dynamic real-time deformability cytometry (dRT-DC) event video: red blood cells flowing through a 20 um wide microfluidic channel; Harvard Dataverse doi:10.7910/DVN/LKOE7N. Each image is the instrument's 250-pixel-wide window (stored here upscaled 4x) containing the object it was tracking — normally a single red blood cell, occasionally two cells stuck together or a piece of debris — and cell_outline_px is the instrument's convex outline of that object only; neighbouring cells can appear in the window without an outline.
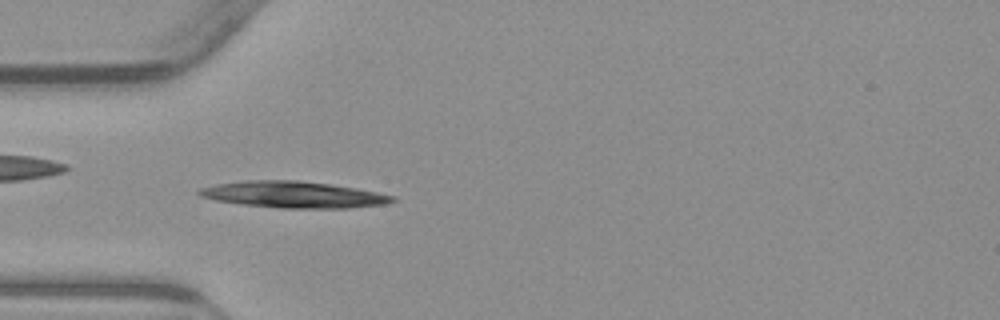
{"species": "common noctule bat (a hibernating species)", "species_latin": "Nyctalus noctula", "temperature_condition": "warm", "stored_images_in_passage": 52, "camera_frame_rate_fps": 3000, "um_per_image_px": 0.085, "animal": {"sex": "male", "body_mass_g": 23.1, "forearm_length_mm": 52.7}, "frame": {"image": 1, "passage_image": 15, "time_ms": 4.667, "image_size_px": [1000, 320], "cell_outline_px": [[396, 200], [384, 204], [348, 208], [280, 208], [244, 204], [216, 200], [200, 196], [196, 192], [200, 188], [216, 184], [244, 180], [300, 180], [332, 184], [356, 188], [396, 196]], "centroid_in_image_um": [24.95, 16.53], "position_along_channel_um": 60.0, "area_um2": 29.77}}
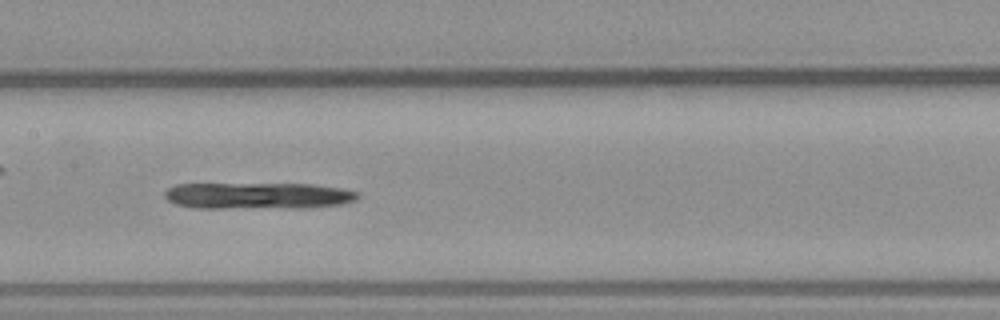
{"frame": {"image": 2, "passage_image": 25, "time_ms": 8.0, "image_size_px": [1000, 320], "cell_outline_px": [[360, 196], [356, 200], [344, 204], [308, 208], [192, 208], [176, 204], [168, 200], [164, 196], [164, 192], [168, 188], [176, 184], [312, 184], [344, 188], [360, 192]], "centroid_in_image_um": [21.99, 16.64], "position_along_channel_um": 185.4, "area_um2": 30.35}}
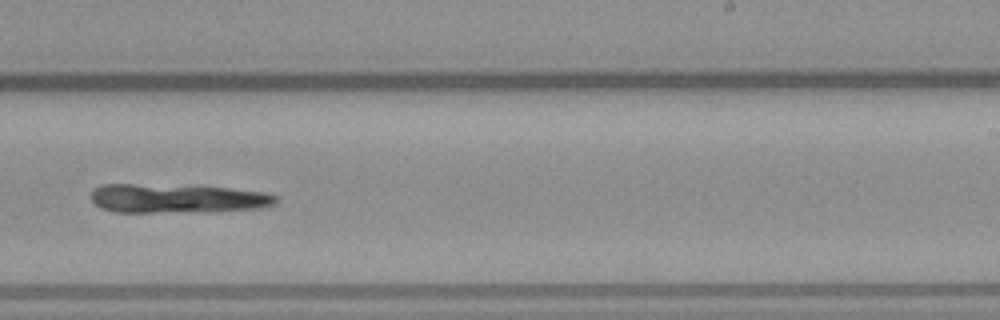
{"frame": {"image": 3, "passage_image": 32, "time_ms": 10.333, "image_size_px": [1000, 320], "cell_outline_px": [[280, 200], [276, 204], [264, 208], [152, 212], [112, 212], [100, 208], [92, 200], [92, 188], [100, 184], [132, 184], [228, 188], [264, 192], [276, 196]], "centroid_in_image_um": [15.0, 16.86], "position_along_channel_um": 274.0, "area_um2": 30.63}}